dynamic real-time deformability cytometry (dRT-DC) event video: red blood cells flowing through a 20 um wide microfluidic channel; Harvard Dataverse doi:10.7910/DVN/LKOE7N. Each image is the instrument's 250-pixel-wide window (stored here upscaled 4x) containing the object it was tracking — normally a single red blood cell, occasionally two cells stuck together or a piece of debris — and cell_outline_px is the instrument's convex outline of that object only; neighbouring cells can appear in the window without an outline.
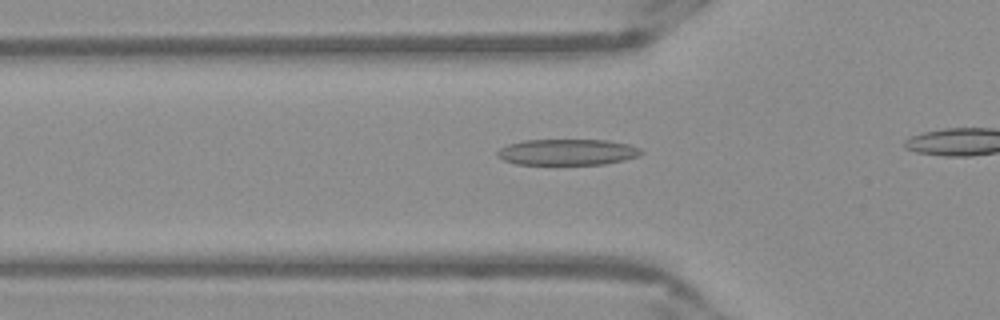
{"species": "Egyptian fruit bat (a non-hibernating species)", "species_latin": "Rousettus aegyptiacus", "temperature_condition": "warm", "stored_images_in_passage": 12, "camera_frame_rate_fps": 3000, "um_per_image_px": 0.085, "frame": {"image": 1, "passage_image": 7, "time_ms": 2.0, "image_size_px": [1000, 320], "cell_outline_px": [[644, 152], [640, 156], [624, 160], [604, 164], [516, 164], [504, 160], [496, 156], [496, 152], [500, 148], [508, 144], [524, 140], [608, 140], [628, 144], [640, 148]], "centroid_in_image_um": [48.24, 12.92], "position_along_channel_um": 77.6, "area_um2": 21.91}}
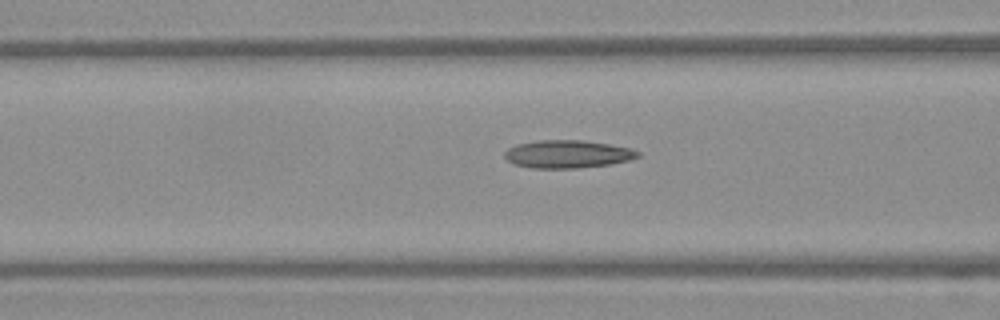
{"frame": {"image": 2, "passage_image": 10, "time_ms": 3.0, "image_size_px": [1000, 320], "cell_outline_px": [[640, 156], [628, 160], [612, 164], [576, 168], [532, 168], [512, 164], [504, 156], [504, 152], [508, 148], [516, 144], [536, 140], [584, 140], [632, 148], [640, 152]], "centroid_in_image_um": [48.23, 13.09], "position_along_channel_um": 118.4, "area_um2": 21.79}}